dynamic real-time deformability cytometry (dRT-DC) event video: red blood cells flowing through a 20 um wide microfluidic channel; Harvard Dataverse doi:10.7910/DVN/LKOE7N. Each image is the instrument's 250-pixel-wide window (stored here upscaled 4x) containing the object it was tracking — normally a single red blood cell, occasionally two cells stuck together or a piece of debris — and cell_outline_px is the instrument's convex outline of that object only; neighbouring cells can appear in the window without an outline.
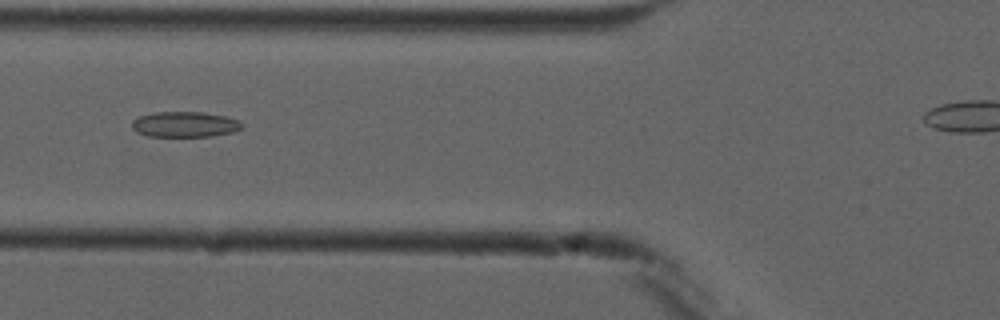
{"species": "common noctule bat (a hibernating species)", "species_latin": "Nyctalus noctula", "temperature_condition": "cold", "stored_images_in_passage": 5, "camera_frame_rate_fps": 3000, "um_per_image_px": 0.085, "animal": {"sex": "male", "forearm_length_mm": 52.5}, "frame": {"image": 1, "passage_image": 3, "time_ms": 2.333, "image_size_px": [1000, 320], "cell_outline_px": [[244, 128], [232, 132], [212, 136], [148, 136], [136, 132], [132, 128], [132, 120], [140, 116], [156, 112], [204, 112], [224, 116], [236, 120], [244, 124]], "centroid_in_image_um": [15.71, 10.57], "position_along_channel_um": 110.1, "area_um2": 16.3}}
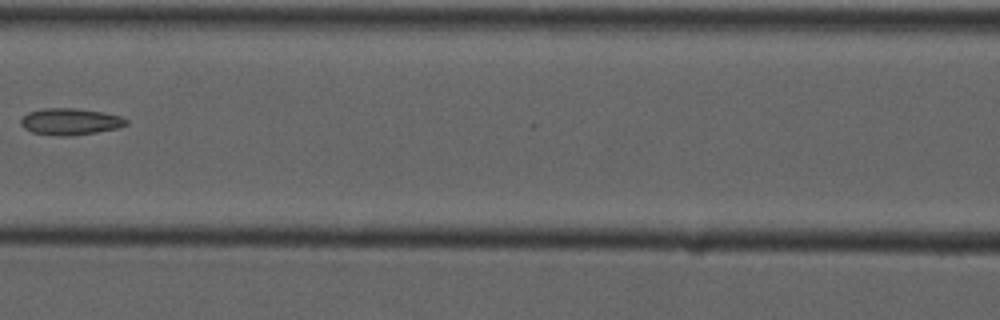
{"frame": {"image": 2, "passage_image": 4, "time_ms": 3.667, "image_size_px": [1000, 320], "cell_outline_px": [[128, 124], [116, 128], [96, 132], [68, 136], [64, 136], [32, 132], [24, 128], [20, 124], [20, 120], [28, 112], [44, 108], [76, 108], [104, 112], [120, 116], [128, 120]], "centroid_in_image_um": [5.97, 10.32], "position_along_channel_um": 160.6, "area_um2": 16.24}}
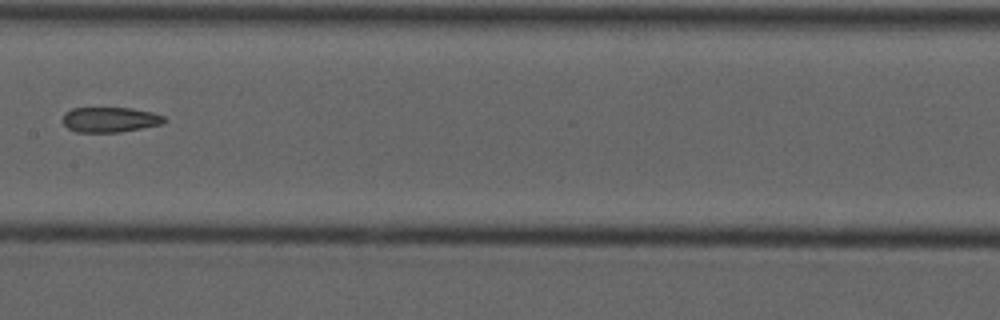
{"frame": {"image": 3, "passage_image": 5, "time_ms": 4.667, "image_size_px": [1000, 320], "cell_outline_px": [[168, 120], [164, 124], [120, 132], [76, 132], [68, 128], [64, 124], [64, 112], [72, 108], [132, 108], [152, 112], [164, 116]], "centroid_in_image_um": [9.39, 10.17], "position_along_channel_um": 198.0, "area_um2": 14.97}}